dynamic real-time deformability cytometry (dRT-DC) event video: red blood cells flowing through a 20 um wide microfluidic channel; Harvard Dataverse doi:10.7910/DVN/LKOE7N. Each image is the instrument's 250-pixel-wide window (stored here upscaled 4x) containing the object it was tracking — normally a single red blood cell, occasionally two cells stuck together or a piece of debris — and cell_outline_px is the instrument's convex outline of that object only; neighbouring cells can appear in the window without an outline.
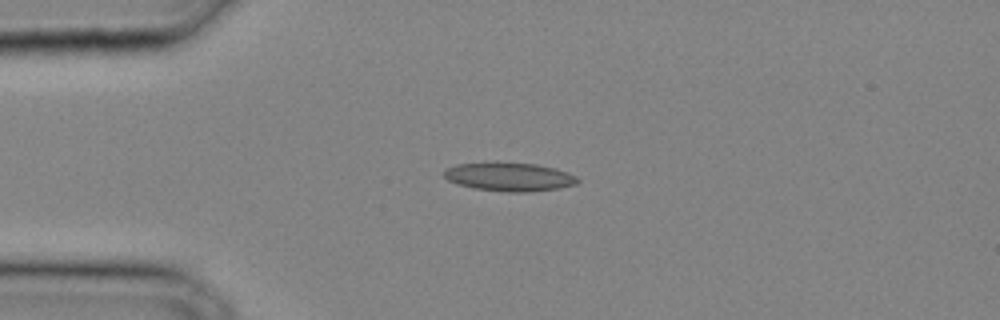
{"species": "common noctule bat (a hibernating species)", "species_latin": "Nyctalus noctula", "temperature_condition": "cold", "stored_images_in_passage": 31, "camera_frame_rate_fps": 3000, "um_per_image_px": 0.085, "animal": {"sex": "male", "body_mass_g": 20.4}, "frame": {"image": 1, "passage_image": 7, "time_ms": 2.0, "image_size_px": [1000, 320], "cell_outline_px": [[580, 180], [576, 184], [560, 188], [528, 192], [508, 192], [472, 188], [456, 184], [448, 180], [444, 176], [444, 172], [448, 168], [456, 164], [496, 160], [536, 164], [556, 168], [568, 172], [576, 176]], "centroid_in_image_um": [43.28, 15.0], "position_along_channel_um": 41.7, "area_um2": 22.95}}
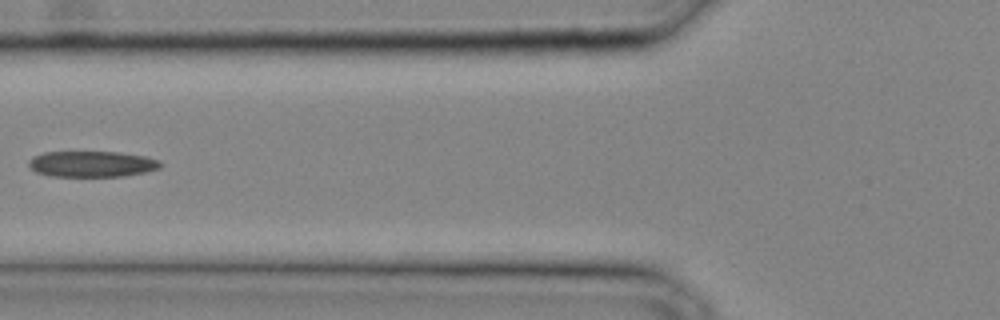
{"frame": {"image": 2, "passage_image": 12, "time_ms": 3.667, "image_size_px": [1000, 320], "cell_outline_px": [[164, 164], [160, 168], [144, 172], [124, 176], [52, 176], [36, 172], [28, 164], [28, 160], [32, 156], [44, 152], [116, 152], [144, 156], [160, 160]], "centroid_in_image_um": [7.82, 13.93], "position_along_channel_um": 118.0, "area_um2": 19.88}}
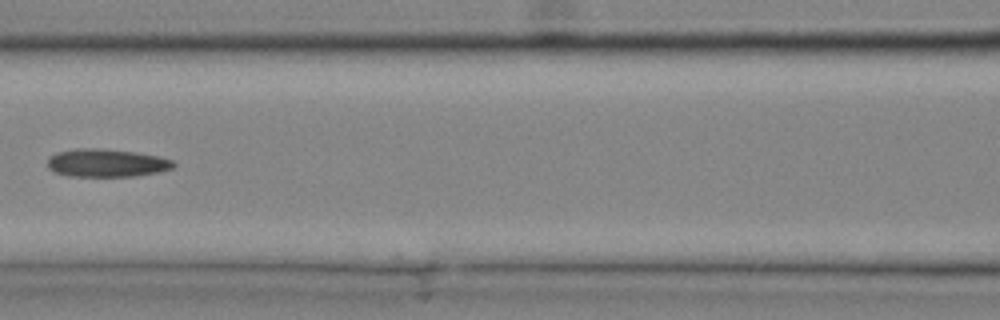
{"frame": {"image": 3, "passage_image": 14, "time_ms": 4.333, "image_size_px": [1000, 320], "cell_outline_px": [[176, 164], [172, 168], [160, 172], [136, 176], [68, 176], [56, 172], [48, 168], [48, 156], [56, 152], [76, 148], [100, 148], [136, 152], [160, 156], [172, 160]], "centroid_in_image_um": [9.06, 13.84], "position_along_channel_um": 157.5, "area_um2": 20.75}}